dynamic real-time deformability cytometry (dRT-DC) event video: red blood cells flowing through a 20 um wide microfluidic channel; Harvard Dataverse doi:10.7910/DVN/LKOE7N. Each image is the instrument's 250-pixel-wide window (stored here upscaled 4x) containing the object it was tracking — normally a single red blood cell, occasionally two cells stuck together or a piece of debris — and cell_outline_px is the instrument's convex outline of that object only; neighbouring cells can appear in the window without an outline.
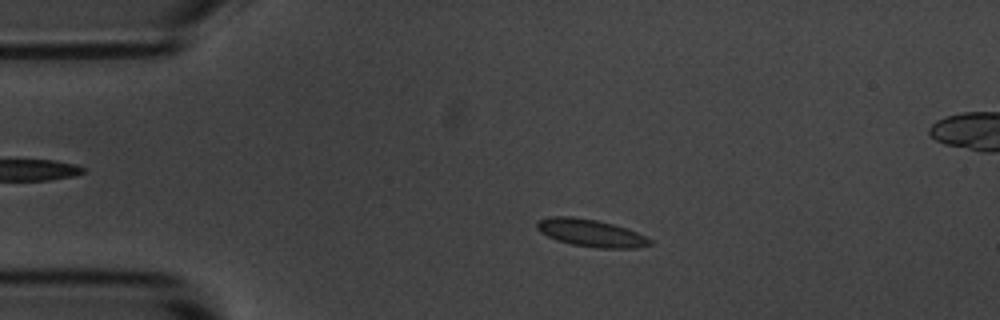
{"species": "common noctule bat (a hibernating species)", "species_latin": "Nyctalus noctula", "temperature_condition": "room temperature", "stored_images_in_passage": 56, "camera_frame_rate_fps": 3000, "um_per_image_px": 0.085, "animal": {"sex": "male", "body_mass_g": 20.1, "forearm_length_mm": 53.5}, "frame": {"image": 1, "passage_image": 11, "time_ms": 3.333, "image_size_px": [1000, 320], "cell_outline_px": [[652, 244], [636, 248], [596, 248], [572, 244], [556, 240], [540, 232], [536, 228], [536, 220], [552, 216], [572, 216], [596, 220], [612, 224], [636, 232], [652, 240]], "centroid_in_image_um": [50.17, 19.8], "position_along_channel_um": 34.8, "area_um2": 17.98}}
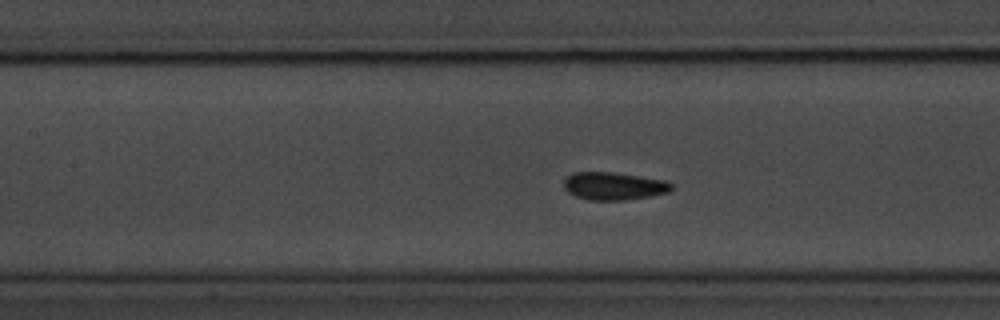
{"frame": {"image": 2, "passage_image": 24, "time_ms": 7.667, "image_size_px": [1000, 320], "cell_outline_px": [[672, 188], [668, 192], [648, 196], [624, 200], [588, 200], [576, 196], [568, 192], [564, 188], [564, 180], [572, 172], [612, 172], [664, 180], [672, 184]], "centroid_in_image_um": [52.13, 15.81], "position_along_channel_um": 155.3, "area_um2": 17.22}}
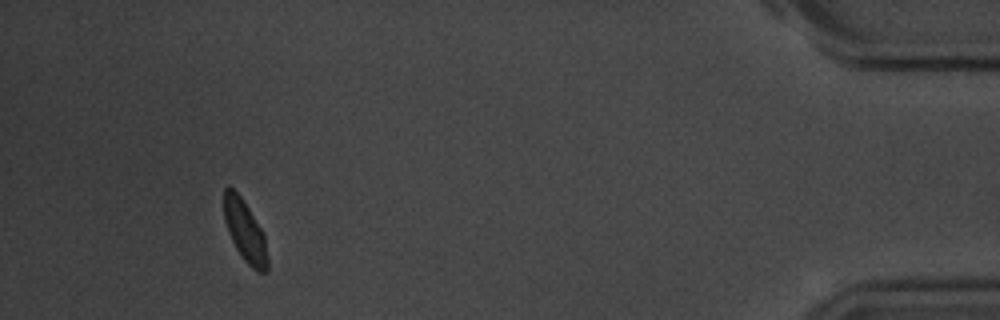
{"frame": {"image": 3, "passage_image": 51, "time_ms": 16.667, "image_size_px": [1000, 320], "cell_outline_px": [[268, 272], [256, 272], [244, 260], [236, 248], [228, 232], [224, 220], [224, 188], [228, 184], [240, 196], [264, 232], [268, 260]], "centroid_in_image_um": [20.83, 19.66], "position_along_channel_um": 414.4, "area_um2": 15.66}, "authors_computed_cell_mechanics": {"area_um2": 16.9065, "velocity_mm_per_s": 3.6189, "shape_relaxation_time_tau1_ms": 5.8387, "shape_relaxation_time_tau2_ms": null, "deformation_change_tau1": 0.175, "deformation_change_tau2": null}}